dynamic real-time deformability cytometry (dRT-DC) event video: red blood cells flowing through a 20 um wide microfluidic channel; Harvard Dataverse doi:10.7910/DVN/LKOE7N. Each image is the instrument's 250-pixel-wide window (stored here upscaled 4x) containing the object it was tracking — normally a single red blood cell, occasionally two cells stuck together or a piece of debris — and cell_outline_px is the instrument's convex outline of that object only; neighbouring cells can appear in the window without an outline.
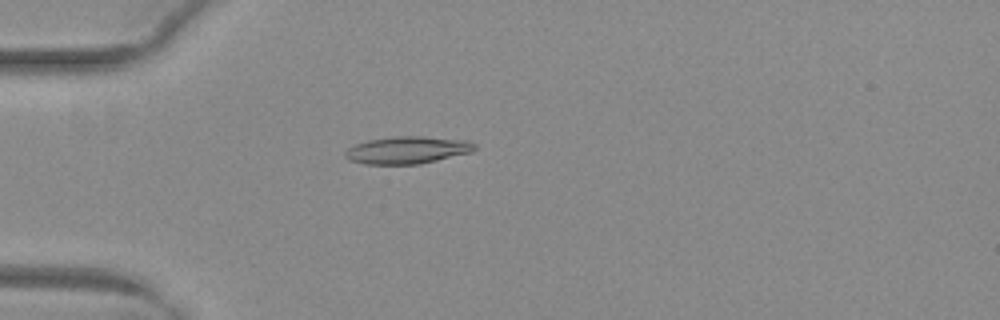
{"species": "common noctule bat (a hibernating species)", "species_latin": "Nyctalus noctula", "temperature_condition": "warm", "stored_images_in_passage": 45, "camera_frame_rate_fps": 3000, "um_per_image_px": 0.085, "animal": {"sex": "female", "body_mass_g": 29.2, "forearm_length_mm": 56.3}, "frame": {"image": 1, "passage_image": 9, "time_ms": 2.667, "image_size_px": [1000, 320], "cell_outline_px": [[476, 148], [472, 152], [420, 164], [364, 164], [348, 160], [344, 156], [344, 152], [348, 148], [356, 144], [368, 140], [392, 136], [424, 136], [468, 140], [476, 144]], "centroid_in_image_um": [34.63, 12.75], "position_along_channel_um": 50.4, "area_um2": 20.81}}
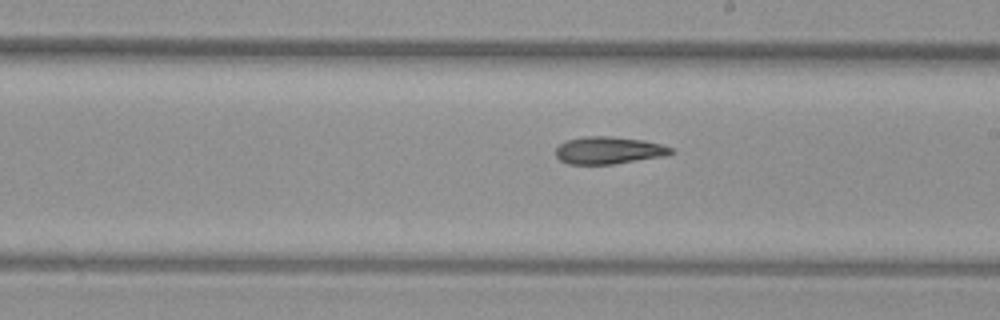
{"frame": {"image": 2, "passage_image": 24, "time_ms": 7.667, "image_size_px": [1000, 320], "cell_outline_px": [[672, 152], [664, 156], [612, 164], [568, 164], [560, 160], [556, 156], [556, 148], [560, 144], [568, 140], [584, 136], [608, 136], [644, 140], [660, 144], [672, 148]], "centroid_in_image_um": [51.71, 12.78], "position_along_channel_um": 237.3, "area_um2": 18.15}}
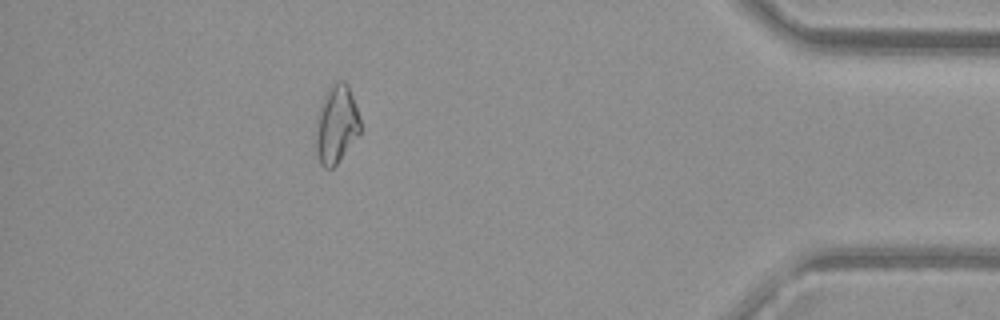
{"frame": {"image": 3, "passage_image": 40, "time_ms": 13.0, "image_size_px": [1000, 320], "cell_outline_px": [[360, 132], [336, 164], [332, 168], [324, 168], [320, 164], [316, 152], [316, 116], [324, 92], [336, 80], [344, 80], [348, 84], [360, 120]], "centroid_in_image_um": [28.55, 10.53], "position_along_channel_um": 406.6, "area_um2": 20.23}}